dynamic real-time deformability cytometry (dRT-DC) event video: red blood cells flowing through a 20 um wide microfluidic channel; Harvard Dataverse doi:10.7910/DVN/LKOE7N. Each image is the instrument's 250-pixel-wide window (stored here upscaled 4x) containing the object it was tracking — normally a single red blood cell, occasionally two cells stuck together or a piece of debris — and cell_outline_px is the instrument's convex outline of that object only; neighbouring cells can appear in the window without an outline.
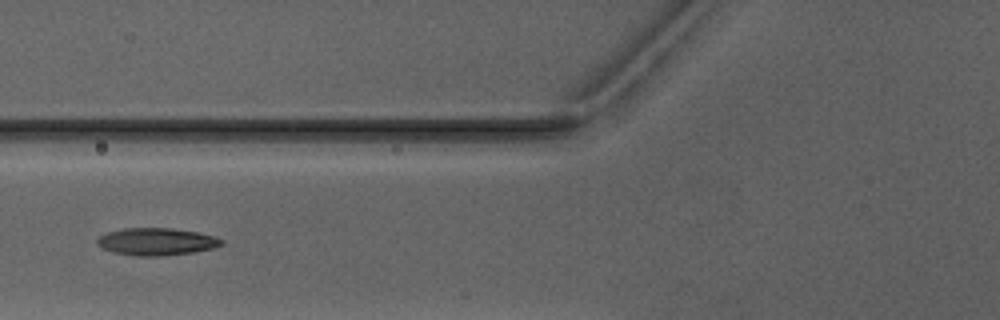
{"species": "Egyptian fruit bat (a non-hibernating species)", "species_latin": "Rousettus aegyptiacus", "temperature_condition": "warm", "stored_images_in_passage": 6, "camera_frame_rate_fps": 3000, "um_per_image_px": 0.085, "animal": {"sex": "male"}, "frame": {"image": 1, "passage_image": 6, "time_ms": 6.667, "image_size_px": [1000, 320], "cell_outline_px": [[224, 244], [212, 248], [192, 252], [160, 256], [136, 256], [112, 252], [96, 244], [96, 240], [100, 236], [108, 232], [124, 228], [172, 228], [196, 232], [216, 236], [224, 240]], "centroid_in_image_um": [13.31, 20.54], "position_along_channel_um": 112.5, "area_um2": 19.77}}